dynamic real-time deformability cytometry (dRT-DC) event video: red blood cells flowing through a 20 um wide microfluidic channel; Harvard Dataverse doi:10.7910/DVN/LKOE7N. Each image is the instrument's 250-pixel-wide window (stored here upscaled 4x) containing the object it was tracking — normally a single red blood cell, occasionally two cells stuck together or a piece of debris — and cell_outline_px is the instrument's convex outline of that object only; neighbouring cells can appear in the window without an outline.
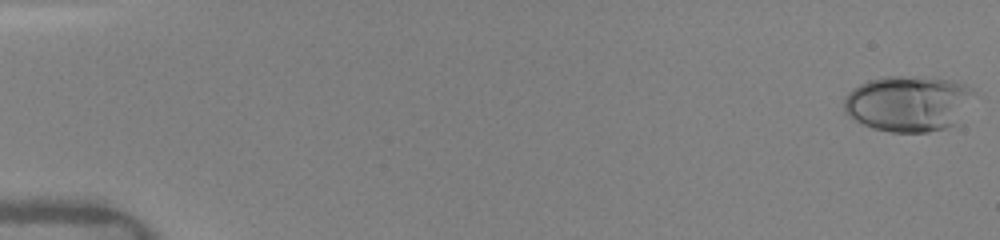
{"species": "human", "species_latin": "Homo sapiens", "temperature_condition": "warm", "stored_images_in_passage": 56, "camera_frame_rate_fps": 3000, "um_per_image_px": 0.085, "donor": {"sex": "female"}, "frame": {"image": 1, "passage_image": 1, "time_ms": 0.0, "image_size_px": [1000, 240], "cell_outline_px": [[976, 92], [952, 124], [944, 128], [928, 132], [892, 132], [872, 128], [856, 120], [844, 112], [844, 96], [852, 88], [868, 80], [884, 76], [924, 76], [956, 80], [972, 88]], "centroid_in_image_um": [77.15, 8.76], "position_along_channel_um": 7.8, "area_um2": 42.19}}
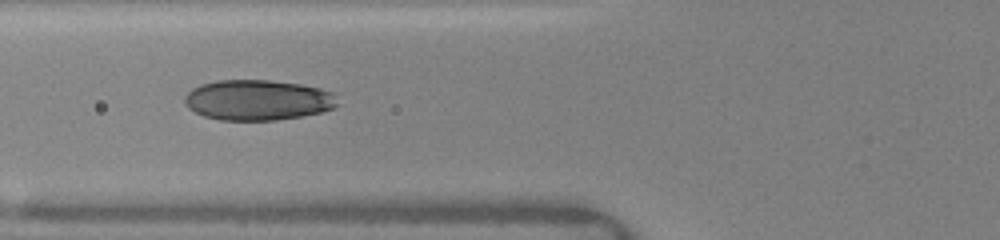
{"frame": {"image": 2, "passage_image": 39, "time_ms": 6.333, "image_size_px": [1000, 240], "cell_outline_px": [[340, 104], [332, 108], [320, 112], [300, 116], [276, 120], [220, 120], [204, 116], [188, 108], [184, 104], [184, 96], [192, 88], [200, 84], [216, 80], [268, 80], [300, 84], [320, 88], [332, 92]], "centroid_in_image_um": [21.88, 8.5], "position_along_channel_um": 103.9, "area_um2": 36.13}}
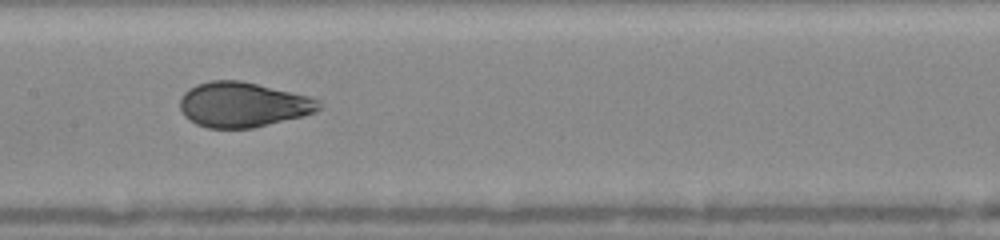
{"frame": {"image": 3, "passage_image": 55, "time_ms": 8.333, "image_size_px": [1000, 240], "cell_outline_px": [[320, 108], [312, 112], [300, 116], [252, 128], [208, 128], [196, 124], [188, 120], [184, 116], [180, 108], [180, 100], [184, 92], [188, 88], [196, 84], [212, 80], [240, 80], [308, 96], [316, 100], [320, 104]], "centroid_in_image_um": [20.56, 8.89], "position_along_channel_um": 186.8, "area_um2": 36.01}}